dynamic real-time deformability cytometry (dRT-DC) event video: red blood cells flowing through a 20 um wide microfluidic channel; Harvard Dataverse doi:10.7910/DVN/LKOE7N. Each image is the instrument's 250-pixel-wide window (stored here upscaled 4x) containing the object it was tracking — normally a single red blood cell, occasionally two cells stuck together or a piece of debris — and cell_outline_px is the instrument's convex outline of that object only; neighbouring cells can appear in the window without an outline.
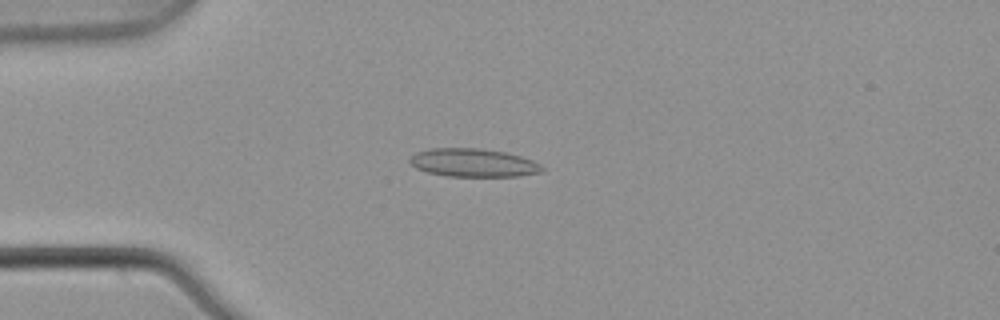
{"species": "common noctule bat (a hibernating species)", "species_latin": "Nyctalus noctula", "temperature_condition": "warm", "stored_images_in_passage": 5, "camera_frame_rate_fps": 3000, "um_per_image_px": 0.085, "animal": {"sex": "male", "body_mass_g": 21.5, "forearm_length_mm": 52.0}, "frame": {"image": 1, "passage_image": 3, "time_ms": 0.667, "image_size_px": [1000, 320], "cell_outline_px": [[544, 172], [520, 176], [448, 176], [428, 172], [416, 168], [408, 160], [416, 152], [432, 148], [476, 148], [504, 152], [520, 156], [532, 160], [540, 164], [544, 168]], "centroid_in_image_um": [40.25, 13.84], "position_along_channel_um": 44.7, "area_um2": 21.68}}
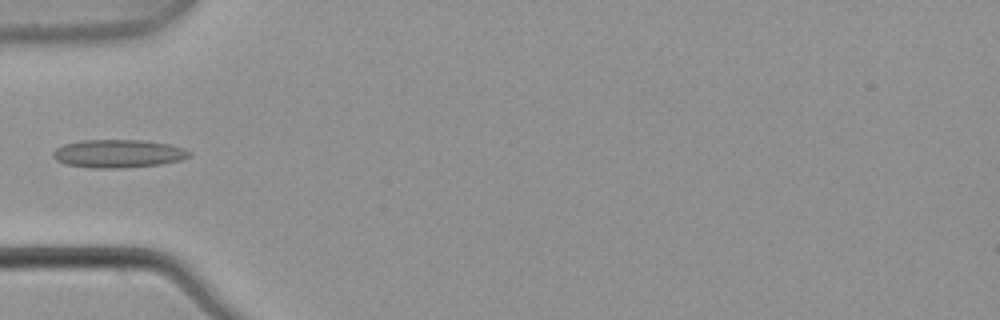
{"frame": {"image": 2, "passage_image": 4, "time_ms": 1.0, "image_size_px": [1000, 320], "cell_outline_px": [[192, 156], [180, 160], [160, 164], [120, 168], [88, 168], [68, 164], [56, 160], [52, 156], [52, 152], [56, 148], [64, 144], [80, 140], [140, 140], [168, 144], [184, 148], [192, 152]], "centroid_in_image_um": [10.05, 13.05], "position_along_channel_um": 75.0, "area_um2": 22.37}}
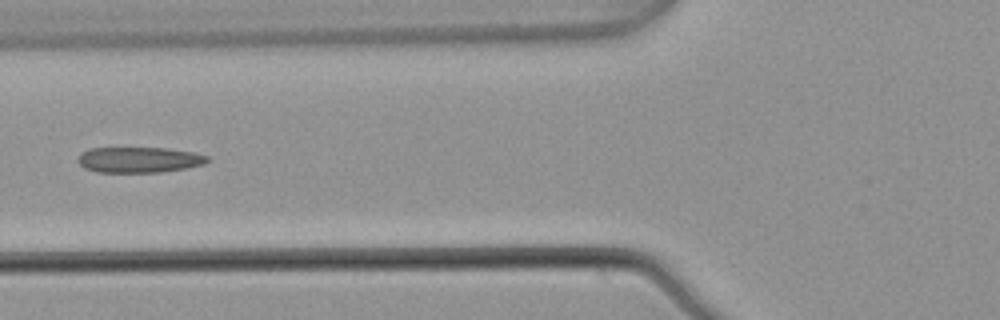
{"frame": {"image": 3, "passage_image": 5, "time_ms": 1.333, "image_size_px": [1000, 320], "cell_outline_px": [[208, 160], [204, 164], [184, 168], [160, 172], [96, 172], [84, 168], [76, 160], [80, 152], [88, 148], [164, 148], [192, 152], [208, 156]], "centroid_in_image_um": [11.75, 13.58], "position_along_channel_um": 114.1, "area_um2": 19.31}}